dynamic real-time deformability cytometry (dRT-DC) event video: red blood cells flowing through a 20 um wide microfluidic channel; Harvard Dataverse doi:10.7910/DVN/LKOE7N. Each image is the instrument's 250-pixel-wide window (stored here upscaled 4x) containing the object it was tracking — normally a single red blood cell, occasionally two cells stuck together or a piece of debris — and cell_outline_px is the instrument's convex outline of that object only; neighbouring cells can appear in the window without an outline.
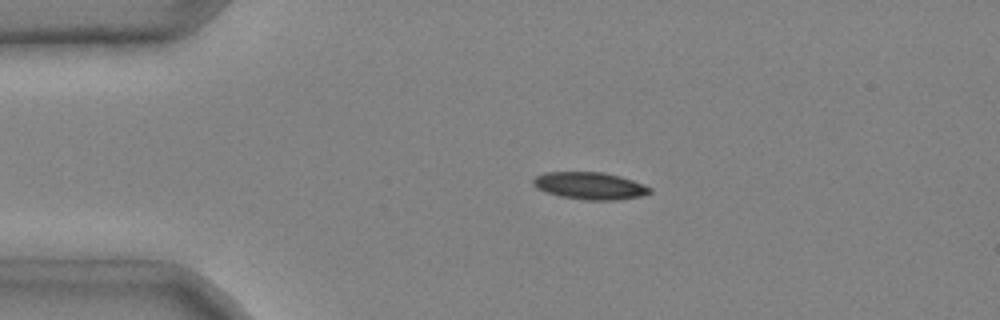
{"species": "common noctule bat (a hibernating species)", "species_latin": "Nyctalus noctula", "temperature_condition": "cold", "stored_images_in_passage": 2, "camera_frame_rate_fps": 3000, "um_per_image_px": 0.085, "animal": {"sex": "male", "body_mass_g": 20.4}, "frame": {"image": 1, "passage_image": 1, "time_ms": 0.0, "image_size_px": [1000, 320], "cell_outline_px": [[652, 192], [640, 196], [616, 200], [584, 200], [560, 196], [536, 188], [532, 184], [532, 180], [536, 176], [544, 172], [604, 172], [620, 176], [644, 184], [652, 188]], "centroid_in_image_um": [50.14, 15.79], "position_along_channel_um": 34.9, "area_um2": 18.55}}